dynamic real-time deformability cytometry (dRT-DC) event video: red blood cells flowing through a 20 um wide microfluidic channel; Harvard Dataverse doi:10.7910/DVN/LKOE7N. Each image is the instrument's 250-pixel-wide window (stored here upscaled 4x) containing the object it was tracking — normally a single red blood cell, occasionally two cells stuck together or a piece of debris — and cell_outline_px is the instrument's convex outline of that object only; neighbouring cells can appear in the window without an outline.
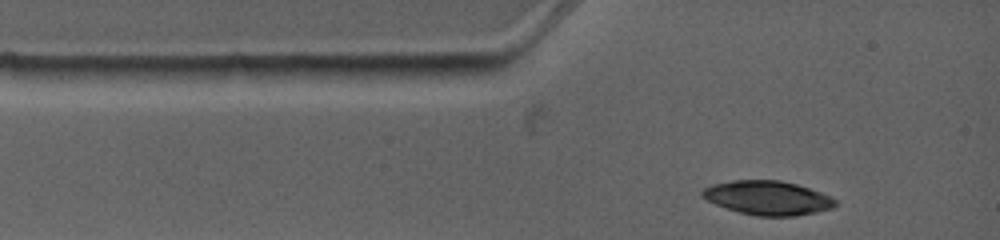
{"species": "common noctule bat (a hibernating species)", "species_latin": "Nyctalus noctula", "temperature_condition": "warm", "stored_images_in_passage": 3, "camera_frame_rate_fps": 4500, "um_per_image_px": 0.085, "animal": {"sex": "female", "body_mass_g": 19.0, "forearm_length_mm": 53.3}, "frame": {"image": 1, "passage_image": 1, "time_ms": 0.0, "image_size_px": [1000, 240], "cell_outline_px": [[836, 204], [832, 208], [816, 212], [796, 216], [756, 216], [740, 212], [716, 204], [708, 200], [700, 192], [704, 188], [712, 184], [732, 180], [780, 180], [796, 184], [820, 192], [836, 200]], "centroid_in_image_um": [65.25, 16.81], "position_along_channel_um": 19.7, "area_um2": 26.13}}
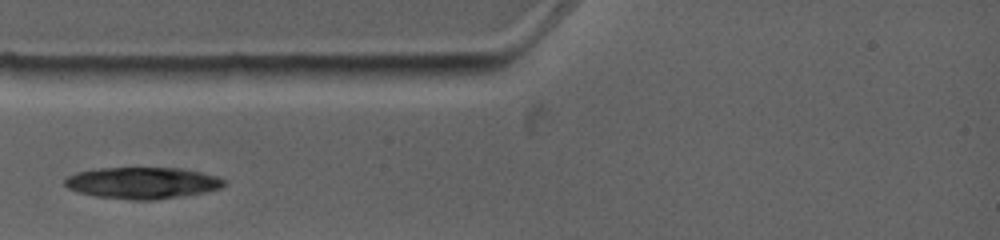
{"frame": {"image": 2, "passage_image": 3, "time_ms": 1.778, "image_size_px": [1000, 240], "cell_outline_px": [[228, 180], [220, 188], [204, 192], [184, 196], [152, 200], [136, 200], [96, 196], [80, 192], [68, 188], [64, 184], [64, 180], [68, 176], [76, 172], [96, 168], [180, 168], [220, 176]], "centroid_in_image_um": [12.13, 15.54], "position_along_channel_um": 72.9, "area_um2": 29.3}}